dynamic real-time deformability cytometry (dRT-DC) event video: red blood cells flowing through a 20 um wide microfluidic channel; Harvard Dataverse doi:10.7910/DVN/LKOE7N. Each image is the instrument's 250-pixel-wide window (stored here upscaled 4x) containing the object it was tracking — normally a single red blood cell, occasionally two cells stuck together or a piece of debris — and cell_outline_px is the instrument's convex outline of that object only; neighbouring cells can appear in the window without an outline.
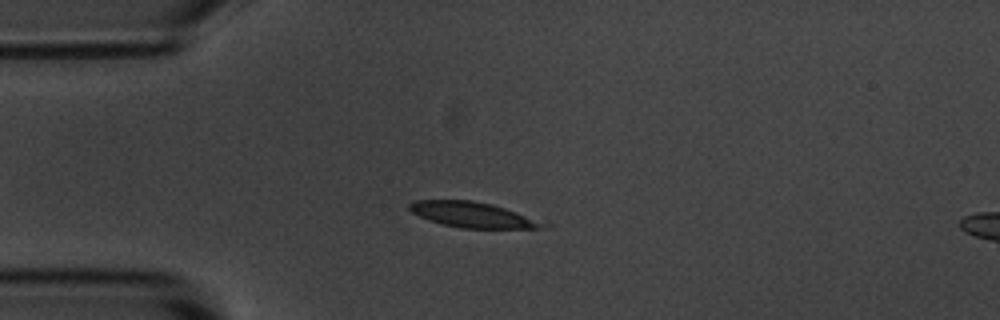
{"species": "common noctule bat (a hibernating species)", "species_latin": "Nyctalus noctula", "temperature_condition": "room temperature", "stored_images_in_passage": 5, "camera_frame_rate_fps": 3000, "um_per_image_px": 0.085, "animal": {"sex": "male", "body_mass_g": 20.1, "forearm_length_mm": 53.5}, "frame": {"image": 1, "passage_image": 3, "time_ms": 2.333, "image_size_px": [1000, 320], "cell_outline_px": [[540, 228], [460, 228], [428, 220], [412, 212], [408, 208], [408, 204], [412, 200], [472, 200], [492, 204], [516, 212], [540, 224]], "centroid_in_image_um": [39.96, 18.23], "position_along_channel_um": 45.0, "area_um2": 19.02}}